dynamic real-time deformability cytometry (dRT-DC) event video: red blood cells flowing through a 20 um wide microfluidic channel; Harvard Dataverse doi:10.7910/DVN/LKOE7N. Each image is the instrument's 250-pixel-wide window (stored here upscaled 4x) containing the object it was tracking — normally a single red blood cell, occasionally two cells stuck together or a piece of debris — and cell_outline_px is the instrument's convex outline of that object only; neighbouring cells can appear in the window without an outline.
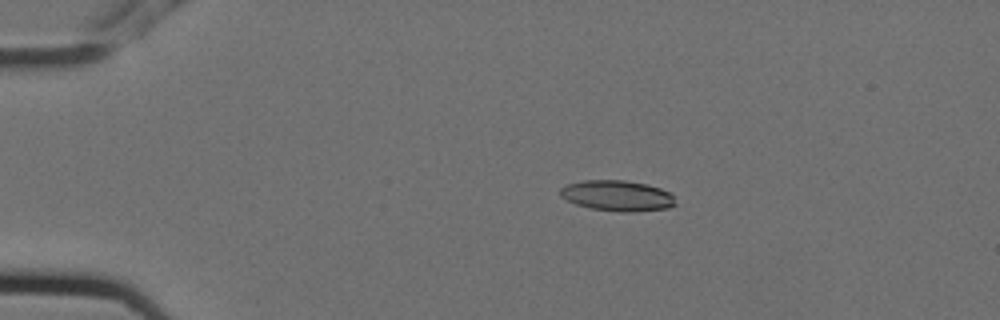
{"species": "Egyptian fruit bat (a non-hibernating species)", "species_latin": "Rousettus aegyptiacus", "temperature_condition": "cold", "stored_images_in_passage": 14, "camera_frame_rate_fps": 3000, "um_per_image_px": 0.085, "animal": {"sex": "female"}, "frame": {"image": 1, "passage_image": 2, "time_ms": 0.333, "image_size_px": [1000, 320], "cell_outline_px": [[676, 204], [668, 208], [632, 212], [620, 212], [588, 208], [576, 204], [560, 196], [560, 188], [568, 184], [584, 180], [624, 180], [644, 184], [660, 188], [668, 192], [672, 196]], "centroid_in_image_um": [52.44, 16.64], "position_along_channel_um": 32.6, "area_um2": 20.46}}
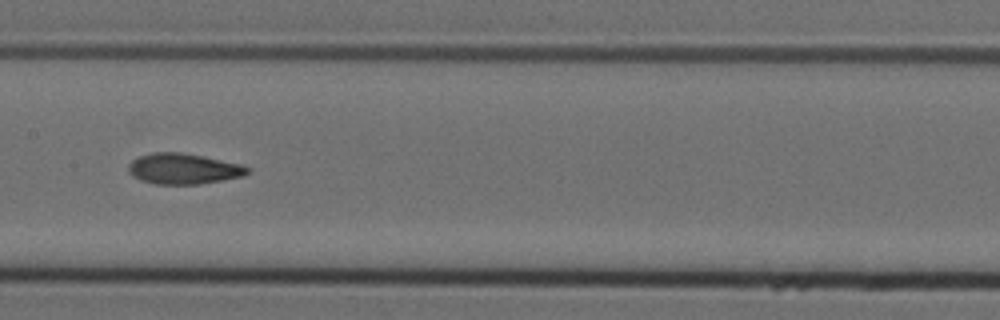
{"frame": {"image": 2, "passage_image": 7, "time_ms": 2.0, "image_size_px": [1000, 320], "cell_outline_px": [[252, 168], [244, 176], [200, 184], [156, 184], [140, 180], [132, 176], [128, 172], [128, 164], [132, 160], [140, 156], [152, 152], [180, 152], [204, 156], [240, 164]], "centroid_in_image_um": [15.58, 14.34], "position_along_channel_um": 191.8, "area_um2": 21.39}}
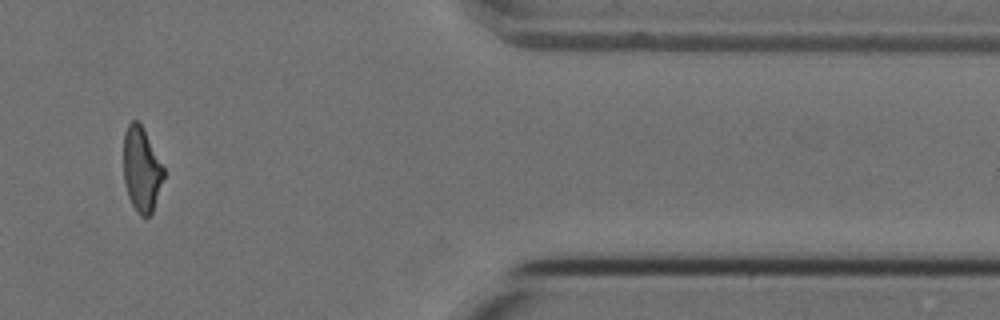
{"frame": {"image": 3, "passage_image": 12, "time_ms": 3.667, "image_size_px": [1000, 320], "cell_outline_px": [[164, 176], [152, 212], [148, 216], [140, 216], [136, 212], [128, 196], [124, 180], [124, 132], [128, 124], [132, 120], [136, 120], [144, 128], [164, 168]], "centroid_in_image_um": [12.02, 14.38], "position_along_channel_um": 399.4, "area_um2": 19.65}}